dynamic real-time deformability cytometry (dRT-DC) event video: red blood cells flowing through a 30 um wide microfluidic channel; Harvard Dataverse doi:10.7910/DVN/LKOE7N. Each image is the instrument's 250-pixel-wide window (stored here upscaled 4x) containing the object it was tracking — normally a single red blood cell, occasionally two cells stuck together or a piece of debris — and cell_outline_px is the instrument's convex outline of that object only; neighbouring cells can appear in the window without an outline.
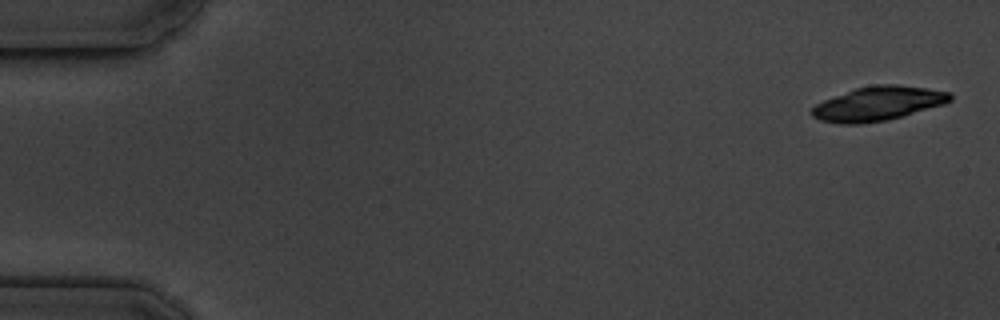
{"species": "common noctule bat (a hibernating species)", "species_latin": "Nyctalus noctula", "temperature_condition": "cold", "stored_images_in_passage": 5, "camera_frame_rate_fps": 3000, "um_per_image_px": 0.085, "animal": {"sex": "male", "body_mass_g": 19.5, "forearm_length_mm": 54.6}, "frame": {"image": 1, "passage_image": 1, "time_ms": 0.0, "image_size_px": [1000, 320], "cell_outline_px": [[952, 100], [944, 104], [888, 120], [860, 124], [840, 124], [820, 120], [812, 116], [812, 108], [816, 104], [824, 100], [856, 88], [872, 84], [896, 84], [924, 88], [948, 92], [952, 96]], "centroid_in_image_um": [74.62, 8.81], "position_along_channel_um": 10.4, "area_um2": 27.34}}
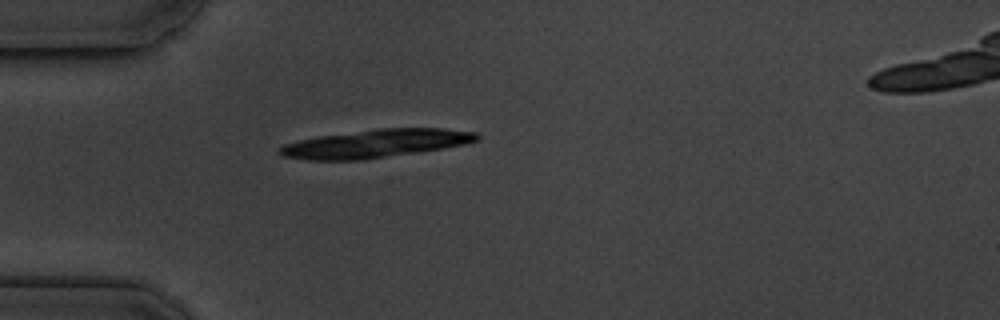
{"frame": {"image": 2, "passage_image": 5, "time_ms": 4.667, "image_size_px": [1000, 320], "cell_outline_px": [[480, 140], [464, 144], [444, 148], [364, 160], [308, 160], [284, 156], [276, 152], [276, 148], [284, 144], [316, 136], [376, 128], [444, 128], [476, 132], [480, 136]], "centroid_in_image_um": [31.91, 12.2], "position_along_channel_um": 53.1, "area_um2": 32.71}}